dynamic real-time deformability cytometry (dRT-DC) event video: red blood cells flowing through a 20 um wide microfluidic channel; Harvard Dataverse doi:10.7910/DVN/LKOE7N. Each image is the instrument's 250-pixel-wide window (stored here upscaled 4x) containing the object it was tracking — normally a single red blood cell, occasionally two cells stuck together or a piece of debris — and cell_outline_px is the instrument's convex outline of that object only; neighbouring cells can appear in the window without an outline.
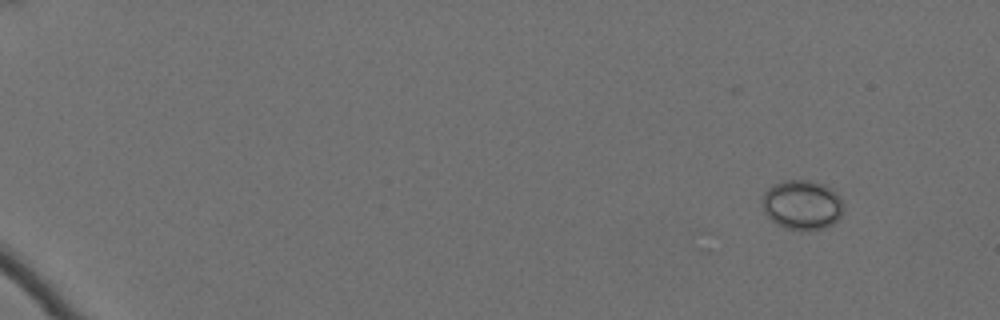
{"species": "Egyptian fruit bat (a non-hibernating species)", "species_latin": "Rousettus aegyptiacus", "temperature_condition": "cold", "stored_images_in_passage": 57, "camera_frame_rate_fps": 3000, "um_per_image_px": 0.085, "animal": {"sex": "female"}, "frame": {"image": 1, "passage_image": 1, "time_ms": 0.0, "image_size_px": [1000, 320], "cell_outline_px": [[840, 216], [832, 224], [824, 228], [808, 232], [784, 228], [776, 224], [764, 212], [764, 192], [772, 184], [784, 180], [812, 180], [824, 184], [840, 196]], "centroid_in_image_um": [68.15, 17.42], "position_along_channel_um": 16.8, "area_um2": 23.41}}
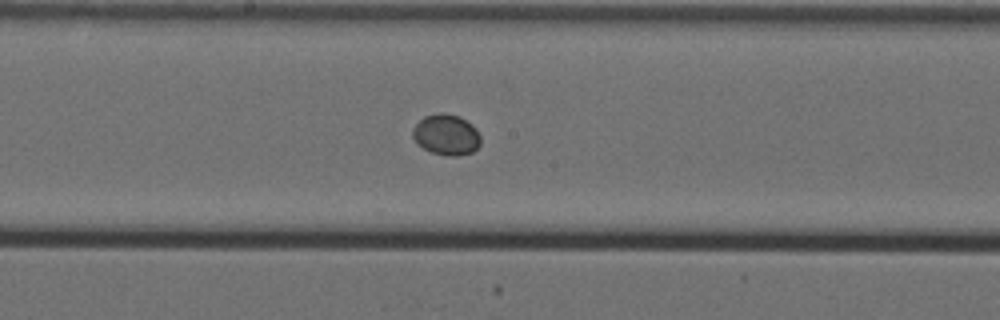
{"frame": {"image": 2, "passage_image": 32, "time_ms": 10.333, "image_size_px": [1000, 320], "cell_outline_px": [[480, 144], [472, 152], [460, 156], [448, 156], [432, 152], [416, 144], [412, 136], [412, 128], [424, 116], [440, 112], [444, 112], [460, 116], [472, 124], [476, 128], [480, 136]], "centroid_in_image_um": [37.93, 11.44], "position_along_channel_um": 210.3, "area_um2": 16.36}}
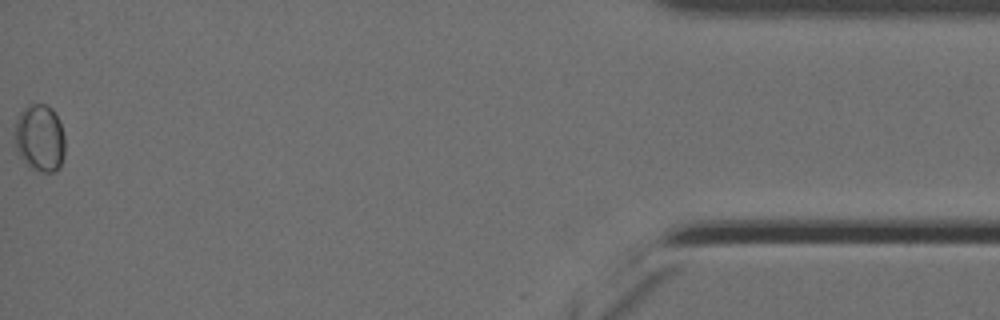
{"frame": {"image": 3, "passage_image": 57, "time_ms": 18.667, "image_size_px": [1000, 320], "cell_outline_px": [[64, 156], [60, 168], [56, 172], [40, 172], [28, 168], [20, 156], [16, 148], [16, 120], [20, 112], [28, 104], [44, 104], [52, 108], [60, 124], [64, 136]], "centroid_in_image_um": [3.39, 11.77], "position_along_channel_um": 431.8, "area_um2": 19.77}}